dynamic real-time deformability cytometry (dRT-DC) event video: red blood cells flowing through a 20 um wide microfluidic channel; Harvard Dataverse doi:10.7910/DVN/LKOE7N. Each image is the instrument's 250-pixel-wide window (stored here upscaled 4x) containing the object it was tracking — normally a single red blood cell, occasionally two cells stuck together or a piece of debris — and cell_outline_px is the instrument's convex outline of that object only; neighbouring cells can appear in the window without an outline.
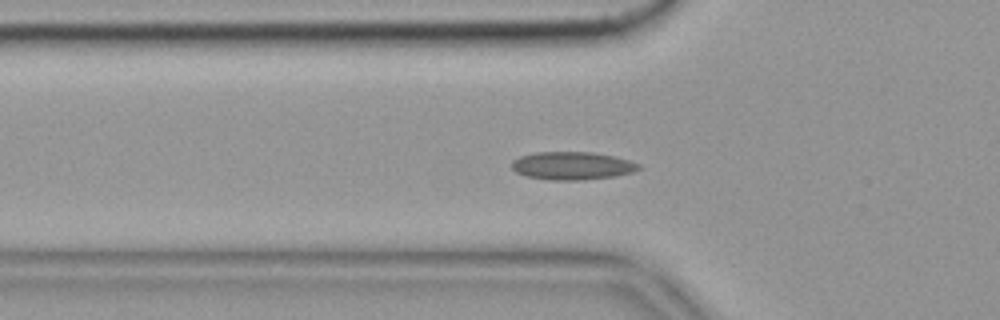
{"species": "common noctule bat (a hibernating species)", "species_latin": "Nyctalus noctula", "temperature_condition": "cold", "stored_images_in_passage": 56, "camera_frame_rate_fps": 3000, "um_per_image_px": 0.085, "animal": {"sex": "female", "body_mass_g": 19.9}, "frame": {"image": 1, "passage_image": 17, "time_ms": 5.333, "image_size_px": [1000, 320], "cell_outline_px": [[640, 168], [632, 172], [616, 176], [584, 180], [548, 180], [528, 176], [516, 172], [512, 168], [512, 160], [520, 156], [536, 152], [592, 152], [612, 156], [628, 160], [640, 164]], "centroid_in_image_um": [48.62, 14.09], "position_along_channel_um": 77.2, "area_um2": 20.63}, "authors_computed_cell_mechanics": {"area_um2": 19.363, "velocity_mm_per_s": 3.5018, "shape_relaxation_time_tau1_ms": null, "shape_relaxation_time_tau2_ms": 5.9423, "deformation_change_tau1": null, "deformation_change_tau2": 0.1079}}